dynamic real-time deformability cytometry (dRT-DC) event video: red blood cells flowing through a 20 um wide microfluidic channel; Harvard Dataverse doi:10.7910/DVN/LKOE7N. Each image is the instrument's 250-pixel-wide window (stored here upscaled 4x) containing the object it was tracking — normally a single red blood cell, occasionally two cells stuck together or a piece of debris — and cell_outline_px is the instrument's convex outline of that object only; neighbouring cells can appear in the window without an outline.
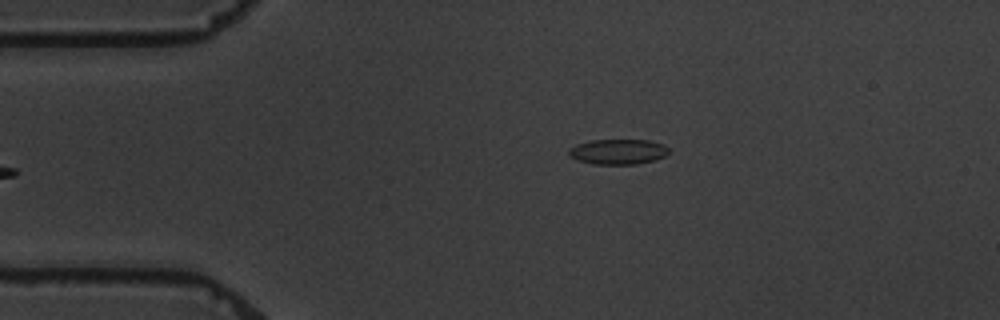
{"species": "common noctule bat (a hibernating species)", "species_latin": "Nyctalus noctula", "temperature_condition": "warm", "stored_images_in_passage": 5, "camera_frame_rate_fps": 3000, "um_per_image_px": 0.085, "animal": {"sex": "male", "body_mass_g": 19.5, "forearm_length_mm": 54.6}, "frame": {"image": 1, "passage_image": 5, "time_ms": 4.667, "image_size_px": [1000, 320], "cell_outline_px": [[668, 152], [664, 156], [656, 160], [636, 164], [592, 164], [568, 156], [568, 148], [576, 144], [588, 140], [648, 140], [664, 144], [668, 148]], "centroid_in_image_um": [52.51, 12.89], "position_along_channel_um": 32.5, "area_um2": 14.8}}